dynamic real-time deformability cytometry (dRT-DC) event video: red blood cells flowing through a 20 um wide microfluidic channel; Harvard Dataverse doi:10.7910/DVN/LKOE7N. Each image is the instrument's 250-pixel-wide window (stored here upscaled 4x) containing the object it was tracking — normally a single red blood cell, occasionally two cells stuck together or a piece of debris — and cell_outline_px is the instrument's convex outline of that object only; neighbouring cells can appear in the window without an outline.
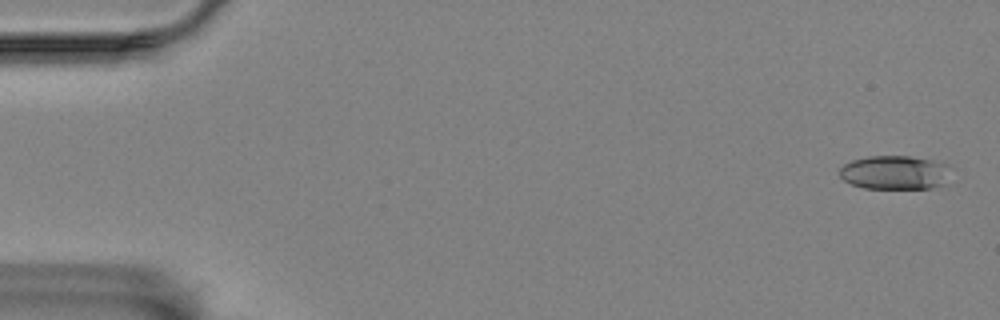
{"species": "Egyptian fruit bat (a non-hibernating species)", "species_latin": "Rousettus aegyptiacus", "temperature_condition": "room temperature", "stored_images_in_passage": 4, "camera_frame_rate_fps": 3000, "um_per_image_px": 0.085, "animal": {"sex": "female"}, "frame": {"image": 1, "passage_image": 1, "time_ms": 0.0, "image_size_px": [1000, 320], "cell_outline_px": [[948, 164], [944, 184], [932, 188], [864, 188], [852, 184], [844, 180], [840, 176], [840, 168], [844, 164], [852, 160], [868, 156], [912, 156], [932, 160]], "centroid_in_image_um": [76.02, 14.65], "position_along_channel_um": 9.0, "area_um2": 21.73}}